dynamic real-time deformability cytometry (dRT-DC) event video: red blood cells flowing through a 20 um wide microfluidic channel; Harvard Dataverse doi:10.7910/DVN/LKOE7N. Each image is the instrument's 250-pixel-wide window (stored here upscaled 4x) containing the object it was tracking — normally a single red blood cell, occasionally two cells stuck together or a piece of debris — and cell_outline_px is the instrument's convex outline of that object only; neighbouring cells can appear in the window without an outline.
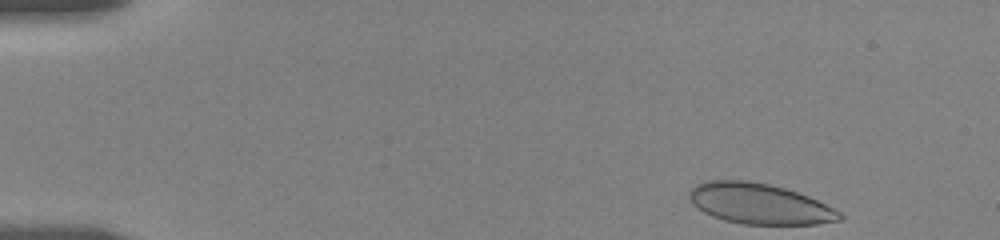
{"species": "human", "species_latin": "Homo sapiens", "temperature_condition": "room temperature", "stored_images_in_passage": 19, "camera_frame_rate_fps": 3000, "um_per_image_px": 0.085, "donor": {"sex": "female"}, "frame": {"image": 1, "passage_image": 1, "time_ms": 0.0, "image_size_px": [1000, 240], "cell_outline_px": [[844, 216], [840, 220], [816, 224], [744, 224], [724, 220], [712, 216], [704, 212], [692, 204], [688, 196], [688, 192], [696, 184], [704, 180], [748, 180], [768, 184], [784, 188], [808, 196], [840, 212]], "centroid_in_image_um": [64.5, 17.31], "position_along_channel_um": 20.5, "area_um2": 35.43}}
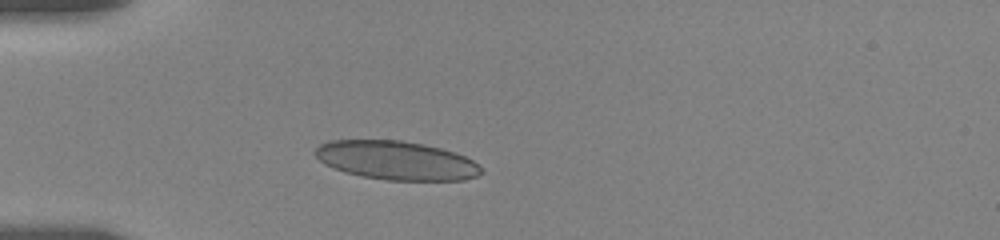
{"frame": {"image": 2, "passage_image": 13, "time_ms": 3.333, "image_size_px": [1000, 240], "cell_outline_px": [[484, 172], [476, 176], [464, 180], [388, 180], [360, 176], [344, 172], [332, 168], [324, 164], [312, 152], [320, 144], [328, 140], [400, 140], [424, 144], [456, 152], [472, 160]], "centroid_in_image_um": [33.65, 13.63], "position_along_channel_um": 51.4, "area_um2": 37.63}}
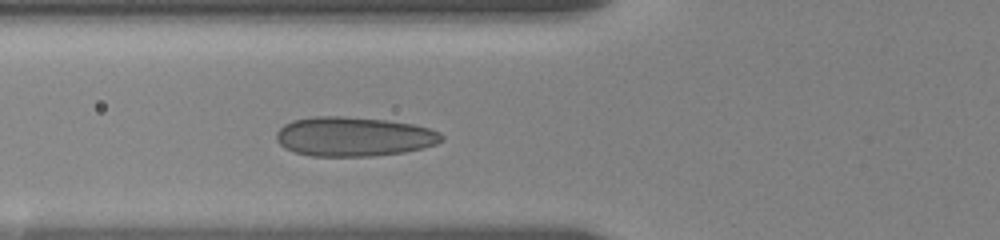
{"frame": {"image": 3, "passage_image": 18, "time_ms": 5.0, "image_size_px": [1000, 240], "cell_outline_px": [[444, 140], [436, 144], [404, 152], [372, 156], [312, 156], [296, 152], [284, 148], [276, 140], [276, 132], [284, 124], [292, 120], [316, 116], [340, 116], [384, 120], [412, 124], [428, 128], [440, 132], [444, 136]], "centroid_in_image_um": [30.05, 11.61], "position_along_channel_um": 95.8, "area_um2": 37.86}}